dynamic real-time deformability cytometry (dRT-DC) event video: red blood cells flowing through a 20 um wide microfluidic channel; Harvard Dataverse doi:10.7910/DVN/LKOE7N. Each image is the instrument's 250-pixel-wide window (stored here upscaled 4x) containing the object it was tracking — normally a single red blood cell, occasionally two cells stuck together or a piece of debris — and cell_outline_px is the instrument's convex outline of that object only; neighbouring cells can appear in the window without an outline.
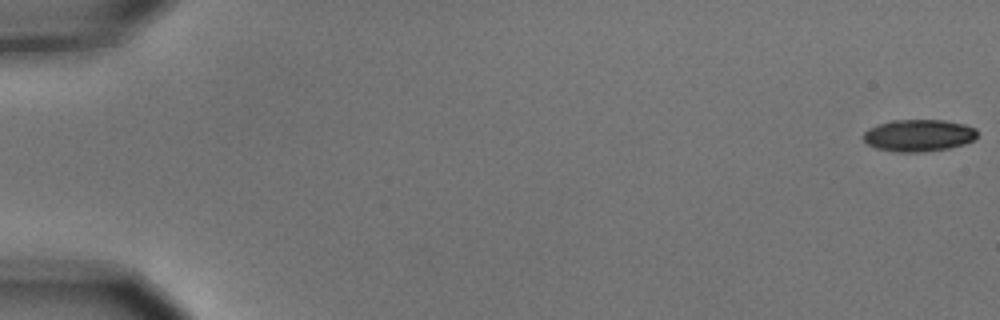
{"species": "common noctule bat (a hibernating species)", "species_latin": "Nyctalus noctula", "temperature_condition": "cold", "stored_images_in_passage": 8, "camera_frame_rate_fps": 3000, "um_per_image_px": 0.085, "animal": {"sex": "male", "body_mass_g": 15.6}, "frame": {"image": 1, "passage_image": 1, "time_ms": 0.0, "image_size_px": [1000, 320], "cell_outline_px": [[976, 136], [972, 140], [964, 144], [948, 148], [924, 152], [896, 152], [876, 148], [868, 144], [864, 140], [864, 132], [868, 128], [892, 120], [944, 120], [964, 124], [976, 128]], "centroid_in_image_um": [78.08, 11.51], "position_along_channel_um": 6.9, "area_um2": 21.15}}
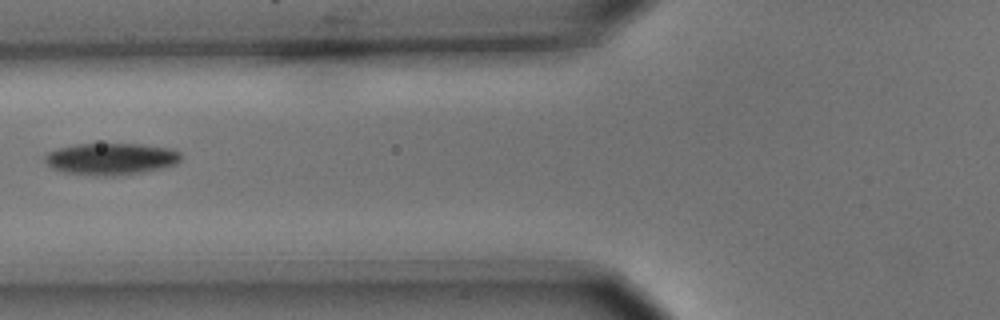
{"frame": {"image": 2, "passage_image": 7, "time_ms": 2.0, "image_size_px": [1000, 320], "cell_outline_px": [[180, 160], [176, 164], [144, 172], [112, 176], [88, 176], [64, 172], [52, 168], [44, 160], [44, 156], [48, 152], [60, 148], [76, 144], [136, 144], [168, 148], [180, 152]], "centroid_in_image_um": [9.4, 13.52], "position_along_channel_um": 116.4, "area_um2": 25.14}}
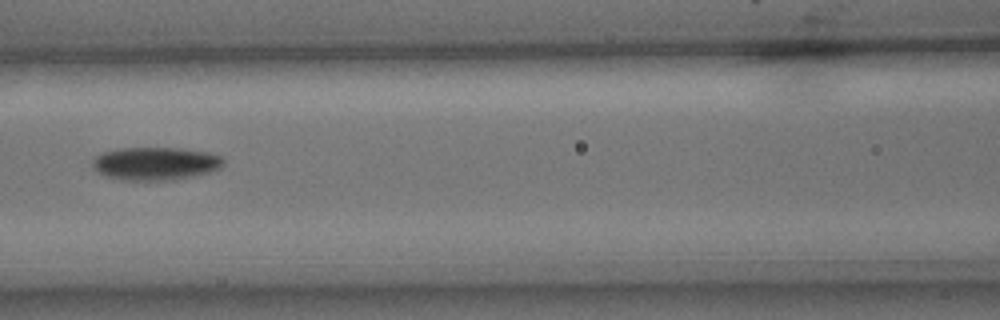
{"frame": {"image": 3, "passage_image": 8, "time_ms": 2.333, "image_size_px": [1000, 320], "cell_outline_px": [[224, 164], [220, 168], [208, 172], [192, 176], [172, 180], [120, 180], [104, 176], [96, 172], [92, 168], [92, 160], [96, 156], [104, 152], [120, 148], [180, 148], [208, 152], [220, 156], [224, 160]], "centroid_in_image_um": [13.17, 13.9], "position_along_channel_um": 153.4, "area_um2": 25.32}}